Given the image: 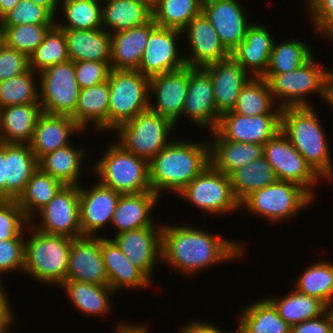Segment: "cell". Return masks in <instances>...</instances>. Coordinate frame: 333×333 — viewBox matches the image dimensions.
<instances>
[{
    "label": "cell",
    "instance_id": "cell-1",
    "mask_svg": "<svg viewBox=\"0 0 333 333\" xmlns=\"http://www.w3.org/2000/svg\"><path fill=\"white\" fill-rule=\"evenodd\" d=\"M244 244L199 227L162 224L161 263L179 270L182 275L192 276L221 262L229 263L244 256Z\"/></svg>",
    "mask_w": 333,
    "mask_h": 333
},
{
    "label": "cell",
    "instance_id": "cell-2",
    "mask_svg": "<svg viewBox=\"0 0 333 333\" xmlns=\"http://www.w3.org/2000/svg\"><path fill=\"white\" fill-rule=\"evenodd\" d=\"M210 164L209 140L191 142L173 139L149 161L152 191L178 195Z\"/></svg>",
    "mask_w": 333,
    "mask_h": 333
},
{
    "label": "cell",
    "instance_id": "cell-3",
    "mask_svg": "<svg viewBox=\"0 0 333 333\" xmlns=\"http://www.w3.org/2000/svg\"><path fill=\"white\" fill-rule=\"evenodd\" d=\"M281 131L288 137L306 163L321 178L333 181V160L324 127L314 107H285Z\"/></svg>",
    "mask_w": 333,
    "mask_h": 333
},
{
    "label": "cell",
    "instance_id": "cell-4",
    "mask_svg": "<svg viewBox=\"0 0 333 333\" xmlns=\"http://www.w3.org/2000/svg\"><path fill=\"white\" fill-rule=\"evenodd\" d=\"M29 229V230H27ZM28 232V233H27ZM23 274L48 286H60L67 280L72 238L26 228Z\"/></svg>",
    "mask_w": 333,
    "mask_h": 333
},
{
    "label": "cell",
    "instance_id": "cell-5",
    "mask_svg": "<svg viewBox=\"0 0 333 333\" xmlns=\"http://www.w3.org/2000/svg\"><path fill=\"white\" fill-rule=\"evenodd\" d=\"M316 61L315 54L296 70L285 73H266L274 101L285 107H313L308 95L316 94L326 101L327 80L333 70L325 69ZM279 99V100H278ZM279 103V104H278Z\"/></svg>",
    "mask_w": 333,
    "mask_h": 333
},
{
    "label": "cell",
    "instance_id": "cell-6",
    "mask_svg": "<svg viewBox=\"0 0 333 333\" xmlns=\"http://www.w3.org/2000/svg\"><path fill=\"white\" fill-rule=\"evenodd\" d=\"M108 145L106 153L91 168L99 179L96 181L120 194L152 191L149 161L126 151L116 140Z\"/></svg>",
    "mask_w": 333,
    "mask_h": 333
},
{
    "label": "cell",
    "instance_id": "cell-7",
    "mask_svg": "<svg viewBox=\"0 0 333 333\" xmlns=\"http://www.w3.org/2000/svg\"><path fill=\"white\" fill-rule=\"evenodd\" d=\"M314 198L301 186L277 180L276 182L252 192L240 203V210L247 208L249 212L273 223L292 219ZM310 203V204H309Z\"/></svg>",
    "mask_w": 333,
    "mask_h": 333
},
{
    "label": "cell",
    "instance_id": "cell-8",
    "mask_svg": "<svg viewBox=\"0 0 333 333\" xmlns=\"http://www.w3.org/2000/svg\"><path fill=\"white\" fill-rule=\"evenodd\" d=\"M108 131L149 109L150 79L138 70L111 69Z\"/></svg>",
    "mask_w": 333,
    "mask_h": 333
},
{
    "label": "cell",
    "instance_id": "cell-9",
    "mask_svg": "<svg viewBox=\"0 0 333 333\" xmlns=\"http://www.w3.org/2000/svg\"><path fill=\"white\" fill-rule=\"evenodd\" d=\"M175 124L150 109L120 124L113 132L126 151L150 161L173 139L170 138Z\"/></svg>",
    "mask_w": 333,
    "mask_h": 333
},
{
    "label": "cell",
    "instance_id": "cell-10",
    "mask_svg": "<svg viewBox=\"0 0 333 333\" xmlns=\"http://www.w3.org/2000/svg\"><path fill=\"white\" fill-rule=\"evenodd\" d=\"M178 195L207 215H228L240 209L230 177L218 171L211 163Z\"/></svg>",
    "mask_w": 333,
    "mask_h": 333
},
{
    "label": "cell",
    "instance_id": "cell-11",
    "mask_svg": "<svg viewBox=\"0 0 333 333\" xmlns=\"http://www.w3.org/2000/svg\"><path fill=\"white\" fill-rule=\"evenodd\" d=\"M80 88L75 79V62L69 60L39 73V102L49 114L72 116Z\"/></svg>",
    "mask_w": 333,
    "mask_h": 333
},
{
    "label": "cell",
    "instance_id": "cell-12",
    "mask_svg": "<svg viewBox=\"0 0 333 333\" xmlns=\"http://www.w3.org/2000/svg\"><path fill=\"white\" fill-rule=\"evenodd\" d=\"M30 225L38 231L65 235L72 239L83 236L80 224L79 186L63 185L54 198L30 219Z\"/></svg>",
    "mask_w": 333,
    "mask_h": 333
},
{
    "label": "cell",
    "instance_id": "cell-13",
    "mask_svg": "<svg viewBox=\"0 0 333 333\" xmlns=\"http://www.w3.org/2000/svg\"><path fill=\"white\" fill-rule=\"evenodd\" d=\"M263 156L275 171L278 180L297 184L313 198L316 197L314 188L321 178L281 130L264 144Z\"/></svg>",
    "mask_w": 333,
    "mask_h": 333
},
{
    "label": "cell",
    "instance_id": "cell-14",
    "mask_svg": "<svg viewBox=\"0 0 333 333\" xmlns=\"http://www.w3.org/2000/svg\"><path fill=\"white\" fill-rule=\"evenodd\" d=\"M281 130V114L244 116L233 111L219 117L211 139L265 144Z\"/></svg>",
    "mask_w": 333,
    "mask_h": 333
},
{
    "label": "cell",
    "instance_id": "cell-15",
    "mask_svg": "<svg viewBox=\"0 0 333 333\" xmlns=\"http://www.w3.org/2000/svg\"><path fill=\"white\" fill-rule=\"evenodd\" d=\"M182 31L156 26L150 33L137 69L149 79L166 72L181 69L186 65L184 55L180 56L179 38Z\"/></svg>",
    "mask_w": 333,
    "mask_h": 333
},
{
    "label": "cell",
    "instance_id": "cell-16",
    "mask_svg": "<svg viewBox=\"0 0 333 333\" xmlns=\"http://www.w3.org/2000/svg\"><path fill=\"white\" fill-rule=\"evenodd\" d=\"M189 76L190 67L185 66L150 78L149 109L170 119L175 126L183 118Z\"/></svg>",
    "mask_w": 333,
    "mask_h": 333
},
{
    "label": "cell",
    "instance_id": "cell-17",
    "mask_svg": "<svg viewBox=\"0 0 333 333\" xmlns=\"http://www.w3.org/2000/svg\"><path fill=\"white\" fill-rule=\"evenodd\" d=\"M111 239L152 281L156 263L162 261V224L115 234Z\"/></svg>",
    "mask_w": 333,
    "mask_h": 333
},
{
    "label": "cell",
    "instance_id": "cell-18",
    "mask_svg": "<svg viewBox=\"0 0 333 333\" xmlns=\"http://www.w3.org/2000/svg\"><path fill=\"white\" fill-rule=\"evenodd\" d=\"M202 13L231 54L244 40L249 26L246 9L238 0H203Z\"/></svg>",
    "mask_w": 333,
    "mask_h": 333
},
{
    "label": "cell",
    "instance_id": "cell-19",
    "mask_svg": "<svg viewBox=\"0 0 333 333\" xmlns=\"http://www.w3.org/2000/svg\"><path fill=\"white\" fill-rule=\"evenodd\" d=\"M182 116L199 128L214 131L220 114L217 112L210 74L203 67H190L188 91Z\"/></svg>",
    "mask_w": 333,
    "mask_h": 333
},
{
    "label": "cell",
    "instance_id": "cell-20",
    "mask_svg": "<svg viewBox=\"0 0 333 333\" xmlns=\"http://www.w3.org/2000/svg\"><path fill=\"white\" fill-rule=\"evenodd\" d=\"M67 280L109 286L101 253V236H81L72 240Z\"/></svg>",
    "mask_w": 333,
    "mask_h": 333
},
{
    "label": "cell",
    "instance_id": "cell-21",
    "mask_svg": "<svg viewBox=\"0 0 333 333\" xmlns=\"http://www.w3.org/2000/svg\"><path fill=\"white\" fill-rule=\"evenodd\" d=\"M92 188L79 186L80 224L83 236H97L111 224L120 193L96 181Z\"/></svg>",
    "mask_w": 333,
    "mask_h": 333
},
{
    "label": "cell",
    "instance_id": "cell-22",
    "mask_svg": "<svg viewBox=\"0 0 333 333\" xmlns=\"http://www.w3.org/2000/svg\"><path fill=\"white\" fill-rule=\"evenodd\" d=\"M187 35L190 54L185 55L189 67H204L208 64L228 58L231 54L222 45L212 24L201 13L193 18L182 30Z\"/></svg>",
    "mask_w": 333,
    "mask_h": 333
},
{
    "label": "cell",
    "instance_id": "cell-23",
    "mask_svg": "<svg viewBox=\"0 0 333 333\" xmlns=\"http://www.w3.org/2000/svg\"><path fill=\"white\" fill-rule=\"evenodd\" d=\"M211 76L217 112L232 111L242 87L252 77L231 55L203 67Z\"/></svg>",
    "mask_w": 333,
    "mask_h": 333
},
{
    "label": "cell",
    "instance_id": "cell-24",
    "mask_svg": "<svg viewBox=\"0 0 333 333\" xmlns=\"http://www.w3.org/2000/svg\"><path fill=\"white\" fill-rule=\"evenodd\" d=\"M84 133V130L71 116L42 112L29 146L39 160L49 152L72 143L73 134Z\"/></svg>",
    "mask_w": 333,
    "mask_h": 333
},
{
    "label": "cell",
    "instance_id": "cell-25",
    "mask_svg": "<svg viewBox=\"0 0 333 333\" xmlns=\"http://www.w3.org/2000/svg\"><path fill=\"white\" fill-rule=\"evenodd\" d=\"M101 253L111 289L116 293L125 288L140 289L153 282L136 267L108 236H101Z\"/></svg>",
    "mask_w": 333,
    "mask_h": 333
},
{
    "label": "cell",
    "instance_id": "cell-26",
    "mask_svg": "<svg viewBox=\"0 0 333 333\" xmlns=\"http://www.w3.org/2000/svg\"><path fill=\"white\" fill-rule=\"evenodd\" d=\"M274 41L266 26L253 22L244 40L231 53V56L252 77H263L268 69Z\"/></svg>",
    "mask_w": 333,
    "mask_h": 333
},
{
    "label": "cell",
    "instance_id": "cell-27",
    "mask_svg": "<svg viewBox=\"0 0 333 333\" xmlns=\"http://www.w3.org/2000/svg\"><path fill=\"white\" fill-rule=\"evenodd\" d=\"M159 198L153 191L121 194L110 224L115 234L153 226L155 222L150 212Z\"/></svg>",
    "mask_w": 333,
    "mask_h": 333
},
{
    "label": "cell",
    "instance_id": "cell-28",
    "mask_svg": "<svg viewBox=\"0 0 333 333\" xmlns=\"http://www.w3.org/2000/svg\"><path fill=\"white\" fill-rule=\"evenodd\" d=\"M156 26L151 19L141 26L111 34V69L137 70L149 33Z\"/></svg>",
    "mask_w": 333,
    "mask_h": 333
},
{
    "label": "cell",
    "instance_id": "cell-29",
    "mask_svg": "<svg viewBox=\"0 0 333 333\" xmlns=\"http://www.w3.org/2000/svg\"><path fill=\"white\" fill-rule=\"evenodd\" d=\"M151 0H102V28L110 34L148 23Z\"/></svg>",
    "mask_w": 333,
    "mask_h": 333
},
{
    "label": "cell",
    "instance_id": "cell-30",
    "mask_svg": "<svg viewBox=\"0 0 333 333\" xmlns=\"http://www.w3.org/2000/svg\"><path fill=\"white\" fill-rule=\"evenodd\" d=\"M42 112L40 103L18 104L0 109L2 143L29 144Z\"/></svg>",
    "mask_w": 333,
    "mask_h": 333
},
{
    "label": "cell",
    "instance_id": "cell-31",
    "mask_svg": "<svg viewBox=\"0 0 333 333\" xmlns=\"http://www.w3.org/2000/svg\"><path fill=\"white\" fill-rule=\"evenodd\" d=\"M38 168L29 144H5L6 199L17 200Z\"/></svg>",
    "mask_w": 333,
    "mask_h": 333
},
{
    "label": "cell",
    "instance_id": "cell-32",
    "mask_svg": "<svg viewBox=\"0 0 333 333\" xmlns=\"http://www.w3.org/2000/svg\"><path fill=\"white\" fill-rule=\"evenodd\" d=\"M67 43L69 59L79 61L111 60V34L105 29H62Z\"/></svg>",
    "mask_w": 333,
    "mask_h": 333
},
{
    "label": "cell",
    "instance_id": "cell-33",
    "mask_svg": "<svg viewBox=\"0 0 333 333\" xmlns=\"http://www.w3.org/2000/svg\"><path fill=\"white\" fill-rule=\"evenodd\" d=\"M109 95L108 80L80 90L76 110L71 117L84 131L93 124L95 131L107 132Z\"/></svg>",
    "mask_w": 333,
    "mask_h": 333
},
{
    "label": "cell",
    "instance_id": "cell-34",
    "mask_svg": "<svg viewBox=\"0 0 333 333\" xmlns=\"http://www.w3.org/2000/svg\"><path fill=\"white\" fill-rule=\"evenodd\" d=\"M210 163L225 175L263 157L264 145L228 139H211Z\"/></svg>",
    "mask_w": 333,
    "mask_h": 333
},
{
    "label": "cell",
    "instance_id": "cell-35",
    "mask_svg": "<svg viewBox=\"0 0 333 333\" xmlns=\"http://www.w3.org/2000/svg\"><path fill=\"white\" fill-rule=\"evenodd\" d=\"M85 153L83 148L74 147V144L70 143L41 157L38 165L43 172L50 174L63 185L80 186Z\"/></svg>",
    "mask_w": 333,
    "mask_h": 333
},
{
    "label": "cell",
    "instance_id": "cell-36",
    "mask_svg": "<svg viewBox=\"0 0 333 333\" xmlns=\"http://www.w3.org/2000/svg\"><path fill=\"white\" fill-rule=\"evenodd\" d=\"M59 288H63L73 306L83 314L98 317L112 310L110 298L115 292L110 286L65 280Z\"/></svg>",
    "mask_w": 333,
    "mask_h": 333
},
{
    "label": "cell",
    "instance_id": "cell-37",
    "mask_svg": "<svg viewBox=\"0 0 333 333\" xmlns=\"http://www.w3.org/2000/svg\"><path fill=\"white\" fill-rule=\"evenodd\" d=\"M238 318L239 333H290V325L266 298L246 304Z\"/></svg>",
    "mask_w": 333,
    "mask_h": 333
},
{
    "label": "cell",
    "instance_id": "cell-38",
    "mask_svg": "<svg viewBox=\"0 0 333 333\" xmlns=\"http://www.w3.org/2000/svg\"><path fill=\"white\" fill-rule=\"evenodd\" d=\"M267 299L277 309L279 316L293 326L309 319L317 318L327 311V305L320 299L293 289L282 298L268 296Z\"/></svg>",
    "mask_w": 333,
    "mask_h": 333
},
{
    "label": "cell",
    "instance_id": "cell-39",
    "mask_svg": "<svg viewBox=\"0 0 333 333\" xmlns=\"http://www.w3.org/2000/svg\"><path fill=\"white\" fill-rule=\"evenodd\" d=\"M244 116L281 114L282 109L275 105L267 80L264 77H251L242 87L232 110Z\"/></svg>",
    "mask_w": 333,
    "mask_h": 333
},
{
    "label": "cell",
    "instance_id": "cell-40",
    "mask_svg": "<svg viewBox=\"0 0 333 333\" xmlns=\"http://www.w3.org/2000/svg\"><path fill=\"white\" fill-rule=\"evenodd\" d=\"M229 177L233 194L239 203L252 192L278 180L275 171L264 156L236 169Z\"/></svg>",
    "mask_w": 333,
    "mask_h": 333
},
{
    "label": "cell",
    "instance_id": "cell-41",
    "mask_svg": "<svg viewBox=\"0 0 333 333\" xmlns=\"http://www.w3.org/2000/svg\"><path fill=\"white\" fill-rule=\"evenodd\" d=\"M203 0H155L152 19L163 28L182 31L187 24L202 13Z\"/></svg>",
    "mask_w": 333,
    "mask_h": 333
},
{
    "label": "cell",
    "instance_id": "cell-42",
    "mask_svg": "<svg viewBox=\"0 0 333 333\" xmlns=\"http://www.w3.org/2000/svg\"><path fill=\"white\" fill-rule=\"evenodd\" d=\"M62 186L60 181L38 168L27 182L17 202L30 220L54 198Z\"/></svg>",
    "mask_w": 333,
    "mask_h": 333
},
{
    "label": "cell",
    "instance_id": "cell-43",
    "mask_svg": "<svg viewBox=\"0 0 333 333\" xmlns=\"http://www.w3.org/2000/svg\"><path fill=\"white\" fill-rule=\"evenodd\" d=\"M65 21L56 18L60 29L91 30L102 28V0H60ZM59 21V22H58Z\"/></svg>",
    "mask_w": 333,
    "mask_h": 333
},
{
    "label": "cell",
    "instance_id": "cell-44",
    "mask_svg": "<svg viewBox=\"0 0 333 333\" xmlns=\"http://www.w3.org/2000/svg\"><path fill=\"white\" fill-rule=\"evenodd\" d=\"M295 290L316 297L328 305L333 300V263L319 261L302 271L295 284Z\"/></svg>",
    "mask_w": 333,
    "mask_h": 333
},
{
    "label": "cell",
    "instance_id": "cell-45",
    "mask_svg": "<svg viewBox=\"0 0 333 333\" xmlns=\"http://www.w3.org/2000/svg\"><path fill=\"white\" fill-rule=\"evenodd\" d=\"M36 73L30 68L20 75L1 81L0 109L18 104L40 103L38 89L39 73Z\"/></svg>",
    "mask_w": 333,
    "mask_h": 333
},
{
    "label": "cell",
    "instance_id": "cell-46",
    "mask_svg": "<svg viewBox=\"0 0 333 333\" xmlns=\"http://www.w3.org/2000/svg\"><path fill=\"white\" fill-rule=\"evenodd\" d=\"M29 60L30 68L37 73L56 64L69 61L64 31L56 24L51 27Z\"/></svg>",
    "mask_w": 333,
    "mask_h": 333
},
{
    "label": "cell",
    "instance_id": "cell-47",
    "mask_svg": "<svg viewBox=\"0 0 333 333\" xmlns=\"http://www.w3.org/2000/svg\"><path fill=\"white\" fill-rule=\"evenodd\" d=\"M313 50L301 39L273 43L266 73H285L296 70L313 56Z\"/></svg>",
    "mask_w": 333,
    "mask_h": 333
},
{
    "label": "cell",
    "instance_id": "cell-48",
    "mask_svg": "<svg viewBox=\"0 0 333 333\" xmlns=\"http://www.w3.org/2000/svg\"><path fill=\"white\" fill-rule=\"evenodd\" d=\"M55 24H24L0 26L5 35L6 46L30 57L43 42L45 34Z\"/></svg>",
    "mask_w": 333,
    "mask_h": 333
},
{
    "label": "cell",
    "instance_id": "cell-49",
    "mask_svg": "<svg viewBox=\"0 0 333 333\" xmlns=\"http://www.w3.org/2000/svg\"><path fill=\"white\" fill-rule=\"evenodd\" d=\"M56 18L45 8L30 0H20L7 13L0 26H17L24 24H55Z\"/></svg>",
    "mask_w": 333,
    "mask_h": 333
},
{
    "label": "cell",
    "instance_id": "cell-50",
    "mask_svg": "<svg viewBox=\"0 0 333 333\" xmlns=\"http://www.w3.org/2000/svg\"><path fill=\"white\" fill-rule=\"evenodd\" d=\"M29 224L30 220L17 200L0 199V240L14 239L21 235Z\"/></svg>",
    "mask_w": 333,
    "mask_h": 333
},
{
    "label": "cell",
    "instance_id": "cell-51",
    "mask_svg": "<svg viewBox=\"0 0 333 333\" xmlns=\"http://www.w3.org/2000/svg\"><path fill=\"white\" fill-rule=\"evenodd\" d=\"M26 230L14 239L0 240V275L24 271V251ZM0 278V285H3Z\"/></svg>",
    "mask_w": 333,
    "mask_h": 333
},
{
    "label": "cell",
    "instance_id": "cell-52",
    "mask_svg": "<svg viewBox=\"0 0 333 333\" xmlns=\"http://www.w3.org/2000/svg\"><path fill=\"white\" fill-rule=\"evenodd\" d=\"M111 71L110 62H75V79L80 90L98 85L108 80Z\"/></svg>",
    "mask_w": 333,
    "mask_h": 333
},
{
    "label": "cell",
    "instance_id": "cell-53",
    "mask_svg": "<svg viewBox=\"0 0 333 333\" xmlns=\"http://www.w3.org/2000/svg\"><path fill=\"white\" fill-rule=\"evenodd\" d=\"M30 69L29 57L5 46L0 53V82L20 75Z\"/></svg>",
    "mask_w": 333,
    "mask_h": 333
},
{
    "label": "cell",
    "instance_id": "cell-54",
    "mask_svg": "<svg viewBox=\"0 0 333 333\" xmlns=\"http://www.w3.org/2000/svg\"><path fill=\"white\" fill-rule=\"evenodd\" d=\"M308 20L320 34L333 21V0H304Z\"/></svg>",
    "mask_w": 333,
    "mask_h": 333
},
{
    "label": "cell",
    "instance_id": "cell-55",
    "mask_svg": "<svg viewBox=\"0 0 333 333\" xmlns=\"http://www.w3.org/2000/svg\"><path fill=\"white\" fill-rule=\"evenodd\" d=\"M290 333H333L332 318L328 311L290 327Z\"/></svg>",
    "mask_w": 333,
    "mask_h": 333
},
{
    "label": "cell",
    "instance_id": "cell-56",
    "mask_svg": "<svg viewBox=\"0 0 333 333\" xmlns=\"http://www.w3.org/2000/svg\"><path fill=\"white\" fill-rule=\"evenodd\" d=\"M5 290L3 285H0V333H10L9 328L15 325L17 320Z\"/></svg>",
    "mask_w": 333,
    "mask_h": 333
},
{
    "label": "cell",
    "instance_id": "cell-57",
    "mask_svg": "<svg viewBox=\"0 0 333 333\" xmlns=\"http://www.w3.org/2000/svg\"><path fill=\"white\" fill-rule=\"evenodd\" d=\"M179 328L180 329L177 333H225L223 329L220 330L219 327L215 326V323L210 324L200 319H193L192 321L181 325V327ZM231 333H239L238 326L236 328V331H231Z\"/></svg>",
    "mask_w": 333,
    "mask_h": 333
},
{
    "label": "cell",
    "instance_id": "cell-58",
    "mask_svg": "<svg viewBox=\"0 0 333 333\" xmlns=\"http://www.w3.org/2000/svg\"><path fill=\"white\" fill-rule=\"evenodd\" d=\"M120 323V324H119ZM115 333H150L148 325L143 323L138 324H128L127 322H119Z\"/></svg>",
    "mask_w": 333,
    "mask_h": 333
},
{
    "label": "cell",
    "instance_id": "cell-59",
    "mask_svg": "<svg viewBox=\"0 0 333 333\" xmlns=\"http://www.w3.org/2000/svg\"><path fill=\"white\" fill-rule=\"evenodd\" d=\"M0 199H6L5 144L0 143Z\"/></svg>",
    "mask_w": 333,
    "mask_h": 333
},
{
    "label": "cell",
    "instance_id": "cell-60",
    "mask_svg": "<svg viewBox=\"0 0 333 333\" xmlns=\"http://www.w3.org/2000/svg\"><path fill=\"white\" fill-rule=\"evenodd\" d=\"M30 1L38 6L47 9L55 18H57L56 14H59L58 11L60 10L59 7L60 0H30Z\"/></svg>",
    "mask_w": 333,
    "mask_h": 333
},
{
    "label": "cell",
    "instance_id": "cell-61",
    "mask_svg": "<svg viewBox=\"0 0 333 333\" xmlns=\"http://www.w3.org/2000/svg\"><path fill=\"white\" fill-rule=\"evenodd\" d=\"M20 0H0V7L2 12V21L4 16L9 13Z\"/></svg>",
    "mask_w": 333,
    "mask_h": 333
},
{
    "label": "cell",
    "instance_id": "cell-62",
    "mask_svg": "<svg viewBox=\"0 0 333 333\" xmlns=\"http://www.w3.org/2000/svg\"><path fill=\"white\" fill-rule=\"evenodd\" d=\"M326 104L333 108V72L327 80Z\"/></svg>",
    "mask_w": 333,
    "mask_h": 333
},
{
    "label": "cell",
    "instance_id": "cell-63",
    "mask_svg": "<svg viewBox=\"0 0 333 333\" xmlns=\"http://www.w3.org/2000/svg\"><path fill=\"white\" fill-rule=\"evenodd\" d=\"M319 35L333 41V21Z\"/></svg>",
    "mask_w": 333,
    "mask_h": 333
},
{
    "label": "cell",
    "instance_id": "cell-64",
    "mask_svg": "<svg viewBox=\"0 0 333 333\" xmlns=\"http://www.w3.org/2000/svg\"><path fill=\"white\" fill-rule=\"evenodd\" d=\"M5 46H6L5 35L3 29L0 27V53Z\"/></svg>",
    "mask_w": 333,
    "mask_h": 333
},
{
    "label": "cell",
    "instance_id": "cell-65",
    "mask_svg": "<svg viewBox=\"0 0 333 333\" xmlns=\"http://www.w3.org/2000/svg\"><path fill=\"white\" fill-rule=\"evenodd\" d=\"M327 311L329 312L332 318V324H333V300L327 305Z\"/></svg>",
    "mask_w": 333,
    "mask_h": 333
},
{
    "label": "cell",
    "instance_id": "cell-66",
    "mask_svg": "<svg viewBox=\"0 0 333 333\" xmlns=\"http://www.w3.org/2000/svg\"><path fill=\"white\" fill-rule=\"evenodd\" d=\"M2 23V12H1V7H0V24Z\"/></svg>",
    "mask_w": 333,
    "mask_h": 333
}]
</instances>
